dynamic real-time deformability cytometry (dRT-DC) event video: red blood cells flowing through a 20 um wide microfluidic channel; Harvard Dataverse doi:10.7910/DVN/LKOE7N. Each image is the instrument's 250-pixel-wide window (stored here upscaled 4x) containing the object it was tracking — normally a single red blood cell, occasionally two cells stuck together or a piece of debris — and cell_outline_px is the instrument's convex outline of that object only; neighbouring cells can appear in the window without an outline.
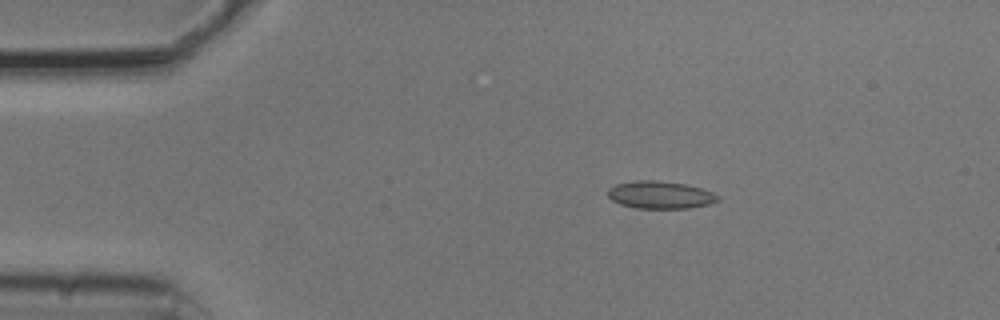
{"species": "common noctule bat (a hibernating species)", "species_latin": "Nyctalus noctula", "temperature_condition": "cold", "stored_images_in_passage": 3, "camera_frame_rate_fps": 3000, "um_per_image_px": 0.085, "animal": {"sex": "male", "body_mass_g": 20.5, "forearm_length_mm": 52.5}, "frame": {"image": 1, "passage_image": 1, "time_ms": 0.0, "image_size_px": [1000, 320], "cell_outline_px": [[720, 200], [708, 204], [688, 208], [636, 208], [620, 204], [612, 200], [608, 196], [608, 188], [616, 184], [636, 180], [656, 180], [684, 184], [700, 188], [712, 192], [720, 196]], "centroid_in_image_um": [56.11, 16.56], "position_along_channel_um": 28.9, "area_um2": 17.57}}
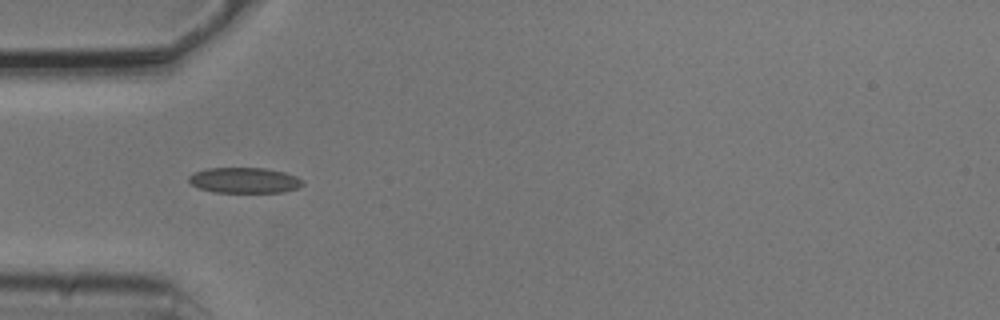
{"frame": {"image": 2, "passage_image": 3, "time_ms": 0.667, "image_size_px": [1000, 320], "cell_outline_px": [[304, 184], [296, 188], [280, 192], [212, 192], [200, 188], [192, 184], [188, 180], [188, 176], [192, 172], [208, 168], [264, 168], [284, 172], [296, 176]], "centroid_in_image_um": [20.72, 15.32], "position_along_channel_um": 64.3, "area_um2": 16.82}}